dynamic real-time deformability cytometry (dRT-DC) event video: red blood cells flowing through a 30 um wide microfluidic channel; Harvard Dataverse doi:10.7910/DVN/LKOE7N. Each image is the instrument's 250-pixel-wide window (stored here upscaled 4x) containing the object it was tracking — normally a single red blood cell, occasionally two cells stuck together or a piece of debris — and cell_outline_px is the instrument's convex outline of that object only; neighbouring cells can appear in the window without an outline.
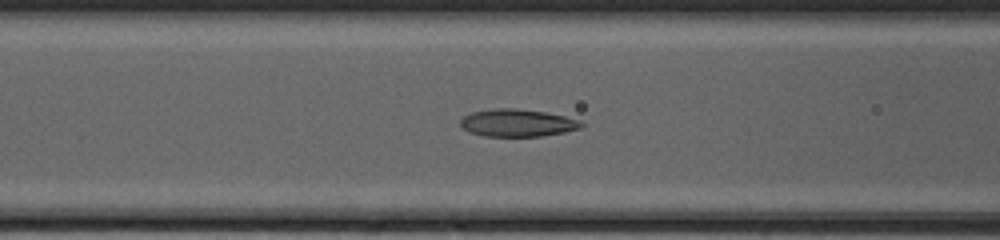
{"species": "common noctule bat (a hibernating species)", "species_latin": "Nyctalus noctula", "temperature_condition": "cold", "stored_images_in_passage": 50, "camera_frame_rate_fps": 3000, "um_per_image_px": 0.085, "animal": {"sex": "female", "body_mass_g": 20.0, "forearm_length_mm": 54.0}, "frame": {"image": 1, "passage_image": 22, "time_ms": 7.0, "image_size_px": [1000, 240], "cell_outline_px": [[584, 124], [580, 128], [564, 132], [540, 136], [484, 136], [468, 132], [460, 124], [460, 120], [464, 116], [472, 112], [492, 108], [516, 108], [544, 112], [584, 120]], "centroid_in_image_um": [43.99, 10.44], "position_along_channel_um": 122.6, "area_um2": 19.42}}
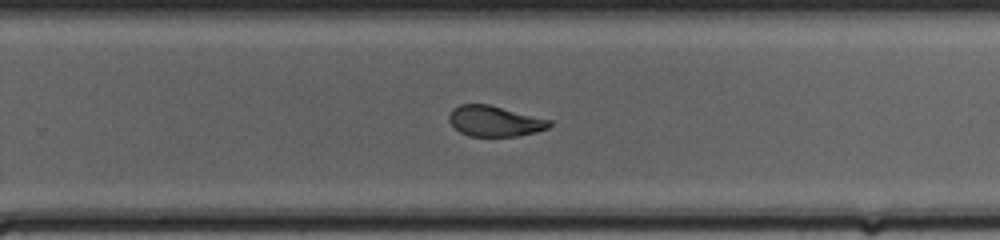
{"frame": {"image": 2, "passage_image": 34, "time_ms": 11.0, "image_size_px": [1000, 240], "cell_outline_px": [[552, 124], [548, 128], [536, 132], [516, 136], [468, 136], [460, 132], [448, 120], [448, 116], [452, 108], [460, 104], [488, 104], [552, 120]], "centroid_in_image_um": [42.04, 10.29], "position_along_channel_um": 287.8, "area_um2": 17.92}}
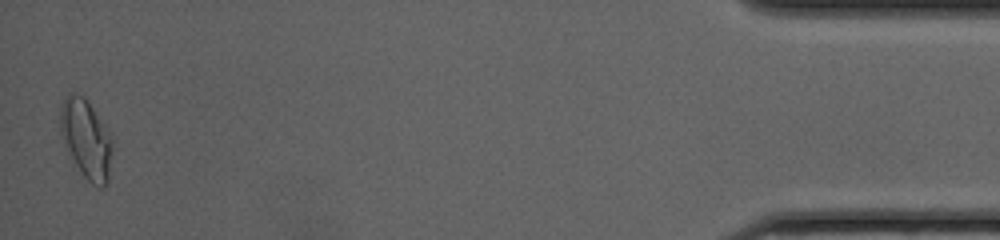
{"frame": {"image": 3, "passage_image": 50, "time_ms": 16.333, "image_size_px": [1000, 240], "cell_outline_px": [[112, 152], [108, 180], [104, 188], [100, 188], [92, 184], [80, 172], [68, 156], [60, 132], [60, 108], [68, 92], [72, 92], [84, 96], [88, 100], [112, 132]], "centroid_in_image_um": [7.34, 11.79], "position_along_channel_um": 427.9, "area_um2": 24.74}, "authors_computed_cell_mechanics": {"area_um2": 19.7387, "velocity_mm_per_s": 4.1365, "shape_relaxation_time_tau1_ms": null, "shape_relaxation_time_tau2_ms": 1.2272, "deformation_change_tau1": null, "deformation_change_tau2": 0.0791}}